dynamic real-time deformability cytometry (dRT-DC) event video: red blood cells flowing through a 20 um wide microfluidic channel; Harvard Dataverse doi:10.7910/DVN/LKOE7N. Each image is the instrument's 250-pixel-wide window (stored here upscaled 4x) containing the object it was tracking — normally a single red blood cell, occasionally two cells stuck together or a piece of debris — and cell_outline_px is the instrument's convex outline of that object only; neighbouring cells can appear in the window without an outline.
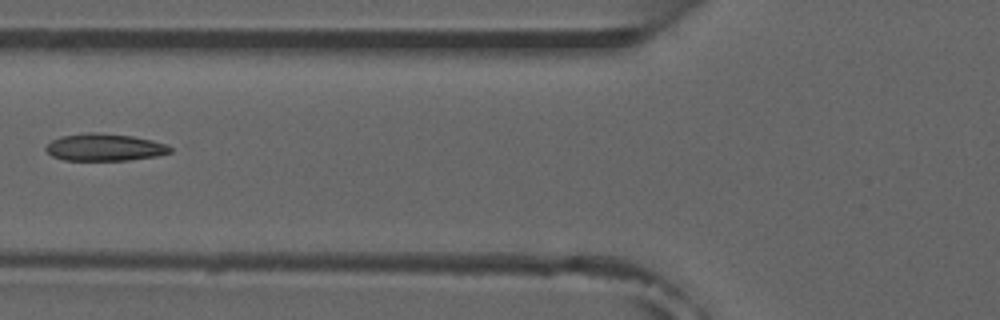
{"species": "common noctule bat (a hibernating species)", "species_latin": "Nyctalus noctula", "temperature_condition": "room temperature", "stored_images_in_passage": 4, "camera_frame_rate_fps": 3000, "um_per_image_px": 0.085, "animal": {"sex": "male", "forearm_length_mm": 52.5}, "frame": {"image": 1, "passage_image": 3, "time_ms": 2.333, "image_size_px": [1000, 320], "cell_outline_px": [[172, 152], [156, 156], [128, 160], [64, 160], [52, 156], [44, 148], [52, 140], [60, 136], [88, 132], [96, 132], [132, 136], [152, 140], [168, 144], [172, 148]], "centroid_in_image_um": [8.9, 12.51], "position_along_channel_um": 116.9, "area_um2": 19.77}}
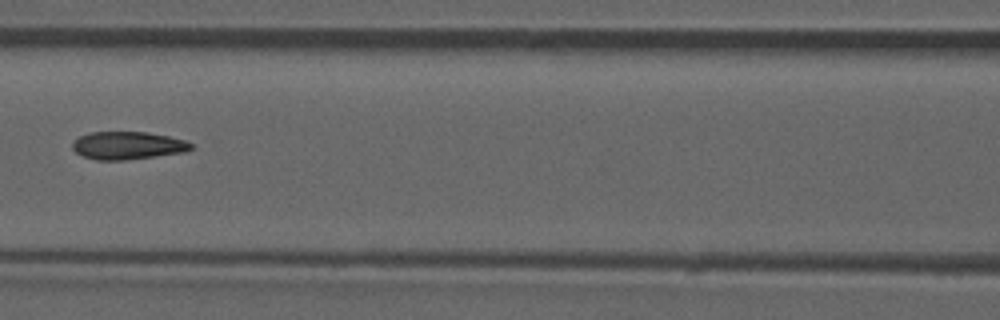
{"frame": {"image": 2, "passage_image": 4, "time_ms": 3.333, "image_size_px": [1000, 320], "cell_outline_px": [[192, 148], [184, 152], [124, 160], [96, 160], [84, 156], [76, 152], [72, 148], [72, 144], [80, 136], [88, 132], [148, 132], [168, 136], [184, 140], [192, 144]], "centroid_in_image_um": [10.84, 12.36], "position_along_channel_um": 155.8, "area_um2": 19.02}}